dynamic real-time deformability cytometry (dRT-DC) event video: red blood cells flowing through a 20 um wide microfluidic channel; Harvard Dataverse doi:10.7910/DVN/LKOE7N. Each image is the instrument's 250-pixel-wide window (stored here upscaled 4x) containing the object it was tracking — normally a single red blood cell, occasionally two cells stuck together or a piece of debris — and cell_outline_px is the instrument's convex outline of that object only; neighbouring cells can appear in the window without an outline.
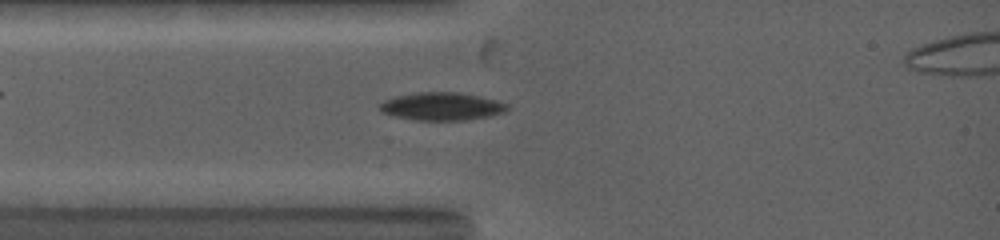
{"species": "common noctule bat (a hibernating species)", "species_latin": "Nyctalus noctula", "temperature_condition": "warm", "stored_images_in_passage": 18, "camera_frame_rate_fps": 5000, "um_per_image_px": 0.085, "animal": {"sex": "female", "body_mass_g": 19.0, "forearm_length_mm": 53.3}, "frame": {"image": 1, "passage_image": 1, "time_ms": 0.0, "image_size_px": [1000, 240], "cell_outline_px": [[508, 108], [504, 112], [488, 116], [464, 120], [416, 120], [396, 116], [380, 112], [380, 104], [384, 100], [396, 96], [420, 92], [460, 92], [496, 100], [508, 104]], "centroid_in_image_um": [37.54, 9.04], "position_along_channel_um": 47.5, "area_um2": 20.52}}
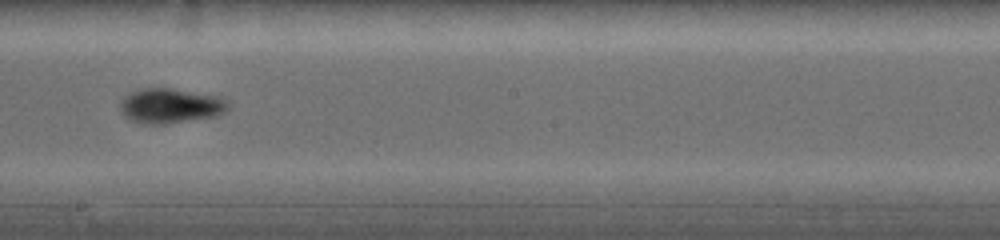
{"frame": {"image": 2, "passage_image": 11, "time_ms": 4.6, "image_size_px": [1000, 240], "cell_outline_px": [[232, 104], [224, 112], [216, 116], [164, 124], [144, 124], [132, 120], [124, 116], [120, 108], [120, 104], [124, 96], [128, 92], [144, 88], [168, 88], [220, 96], [228, 100]], "centroid_in_image_um": [14.5, 8.99], "position_along_channel_um": 233.7, "area_um2": 22.02}}
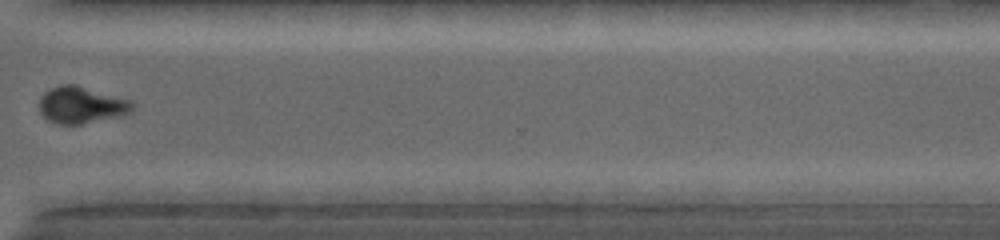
{"frame": {"image": 3, "passage_image": 16, "time_ms": 7.8, "image_size_px": [1000, 240], "cell_outline_px": [[136, 104], [128, 112], [116, 116], [80, 124], [56, 124], [48, 120], [40, 112], [40, 96], [44, 92], [60, 84], [76, 84], [128, 100]], "centroid_in_image_um": [6.85, 8.91], "position_along_channel_um": 363.8, "area_um2": 19.54}}